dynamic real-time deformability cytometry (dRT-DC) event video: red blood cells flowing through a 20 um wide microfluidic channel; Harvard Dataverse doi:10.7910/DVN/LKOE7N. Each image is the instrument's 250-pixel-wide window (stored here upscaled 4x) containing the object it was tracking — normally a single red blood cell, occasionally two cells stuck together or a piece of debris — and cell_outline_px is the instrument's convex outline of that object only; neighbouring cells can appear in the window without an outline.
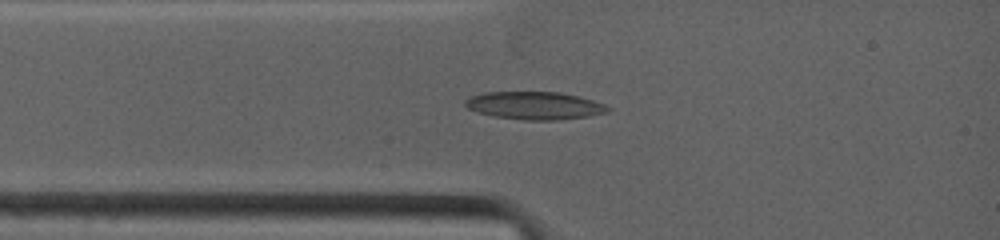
{"species": "common noctule bat (a hibernating species)", "species_latin": "Nyctalus noctula", "temperature_condition": "warm", "stored_images_in_passage": 49, "camera_frame_rate_fps": 4500, "um_per_image_px": 0.085, "animal": {"sex": "female", "body_mass_g": 19.0, "forearm_length_mm": 53.3}, "frame": {"image": 1, "passage_image": 5, "time_ms": 1.333, "image_size_px": [1000, 240], "cell_outline_px": [[612, 108], [608, 112], [588, 116], [556, 120], [524, 120], [492, 116], [468, 108], [464, 104], [464, 100], [472, 96], [484, 92], [560, 92], [592, 100], [604, 104]], "centroid_in_image_um": [45.44, 8.97], "position_along_channel_um": 39.6, "area_um2": 22.95}}
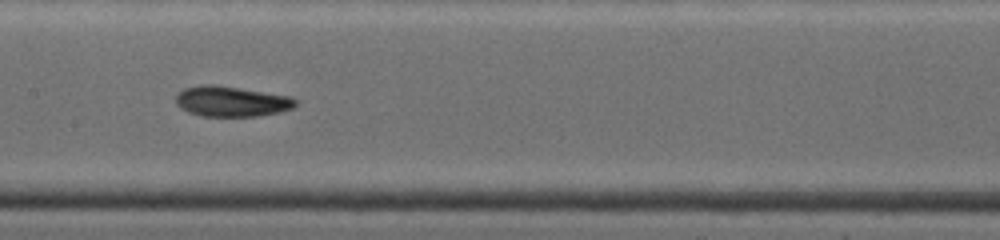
{"frame": {"image": 2, "passage_image": 16, "time_ms": 5.111, "image_size_px": [1000, 240], "cell_outline_px": [[300, 100], [292, 108], [280, 112], [256, 116], [200, 116], [188, 112], [180, 108], [176, 104], [176, 96], [184, 88], [208, 84], [212, 84], [292, 96]], "centroid_in_image_um": [19.7, 8.62], "position_along_channel_um": 187.7, "area_um2": 21.21}}
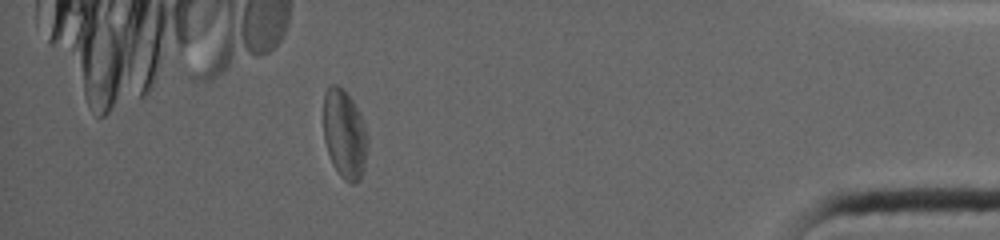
{"frame": {"image": 3, "passage_image": 38, "time_ms": 12.222, "image_size_px": [1000, 240], "cell_outline_px": [[368, 144], [364, 164], [360, 180], [352, 184], [344, 180], [340, 176], [332, 164], [324, 140], [324, 92], [332, 84], [336, 84], [344, 88], [360, 112], [368, 136]], "centroid_in_image_um": [29.29, 11.39], "position_along_channel_um": 405.9, "area_um2": 23.0}, "authors_computed_cell_mechanics": {"area_um2": 22.4264, "velocity_mm_per_s": 3.9255, "shape_relaxation_time_tau1_ms": 8.4514, "shape_relaxation_time_tau2_ms": 3.7191, "deformation_change_tau1": 0.1432, "deformation_change_tau2": 0.0882}}